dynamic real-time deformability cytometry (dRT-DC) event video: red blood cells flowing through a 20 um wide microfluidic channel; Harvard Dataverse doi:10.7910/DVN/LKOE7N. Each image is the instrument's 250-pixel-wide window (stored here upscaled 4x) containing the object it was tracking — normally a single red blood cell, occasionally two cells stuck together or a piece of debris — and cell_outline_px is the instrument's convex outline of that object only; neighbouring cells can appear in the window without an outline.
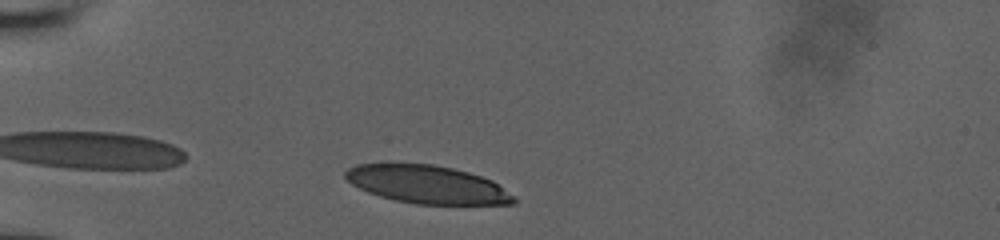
{"species": "human", "species_latin": "Homo sapiens", "temperature_condition": "room temperature", "stored_images_in_passage": 13, "camera_frame_rate_fps": 3000, "um_per_image_px": 0.085, "donor": {"sex": "male"}, "frame": {"image": 1, "passage_image": 8, "time_ms": 1.0, "image_size_px": [1000, 240], "cell_outline_px": [[516, 204], [416, 204], [396, 200], [380, 196], [368, 192], [352, 184], [344, 176], [344, 172], [348, 168], [356, 164], [388, 160], [432, 164], [452, 168], [468, 172], [492, 180], [516, 196]], "centroid_in_image_um": [36.25, 15.63], "position_along_channel_um": 48.7, "area_um2": 38.21}}